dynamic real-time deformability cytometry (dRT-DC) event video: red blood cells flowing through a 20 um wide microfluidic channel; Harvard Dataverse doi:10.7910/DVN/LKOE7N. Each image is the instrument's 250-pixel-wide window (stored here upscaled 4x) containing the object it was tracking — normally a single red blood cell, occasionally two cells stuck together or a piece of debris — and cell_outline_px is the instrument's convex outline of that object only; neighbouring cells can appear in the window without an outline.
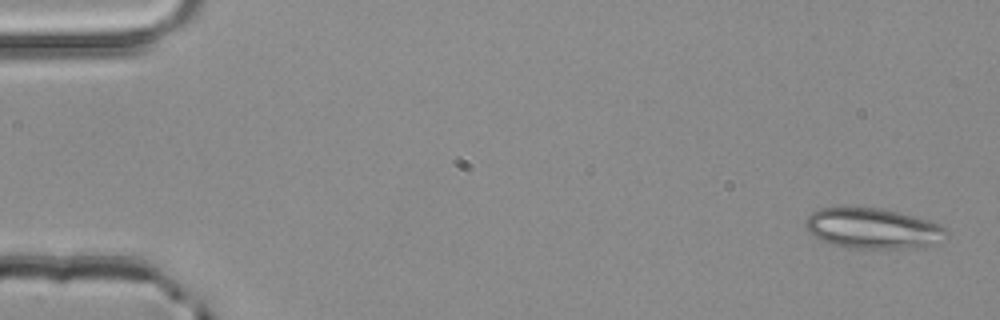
{"species": "common noctule bat (a hibernating species)", "species_latin": "Nyctalus noctula", "temperature_condition": "room temperature", "stored_images_in_passage": 5, "segment_of_instrument_passage": [1, 2], "camera_frame_rate_fps": 3000, "um_per_image_px": 0.085, "animal": {"sex": "male", "body_mass_g": 20.4}, "frame": {"image": 1, "passage_image": 1, "time_ms": 0.0, "image_size_px": [1000, 320], "cell_outline_px": [[948, 232], [932, 244], [916, 248], [844, 248], [820, 240], [812, 236], [808, 232], [804, 224], [804, 220], [812, 212], [820, 208], [880, 208], [928, 220], [940, 224]], "centroid_in_image_um": [74.1, 19.42], "position_along_channel_um": 10.9, "area_um2": 32.95}}